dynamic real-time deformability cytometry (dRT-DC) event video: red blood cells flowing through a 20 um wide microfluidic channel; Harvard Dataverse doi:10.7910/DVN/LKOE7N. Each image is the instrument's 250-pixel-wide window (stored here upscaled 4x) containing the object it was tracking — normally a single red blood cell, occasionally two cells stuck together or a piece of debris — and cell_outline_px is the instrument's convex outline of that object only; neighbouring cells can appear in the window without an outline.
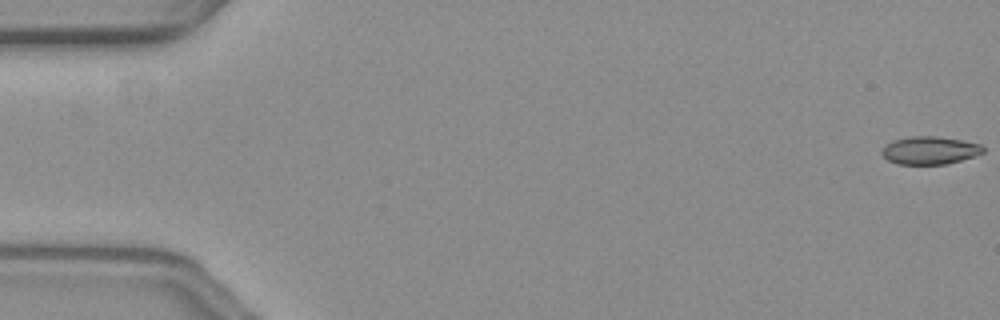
{"species": "common noctule bat (a hibernating species)", "species_latin": "Nyctalus noctula", "temperature_condition": "warm", "stored_images_in_passage": 19, "camera_frame_rate_fps": 3000, "um_per_image_px": 0.085, "animal": {"sex": "female", "body_mass_g": 19.3, "forearm_length_mm": 54.1}, "frame": {"image": 1, "passage_image": 1, "time_ms": 0.0, "image_size_px": [1000, 320], "cell_outline_px": [[984, 152], [976, 156], [944, 164], [896, 164], [888, 160], [880, 152], [884, 144], [892, 140], [908, 136], [936, 136], [960, 140], [980, 144], [984, 148]], "centroid_in_image_um": [78.98, 12.77], "position_along_channel_um": 6.0, "area_um2": 16.53}}
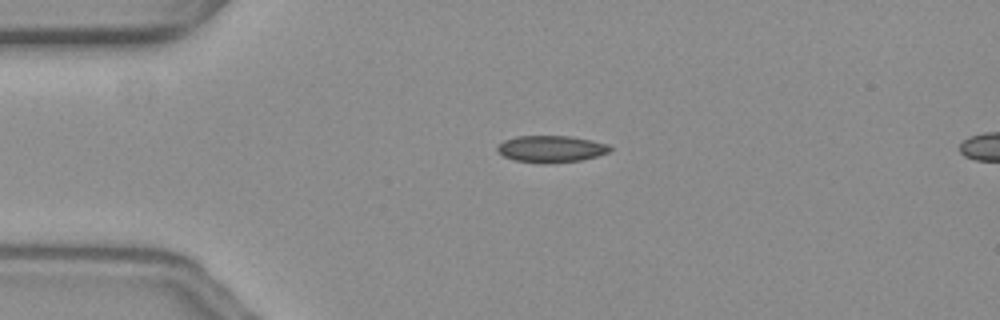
{"frame": {"image": 2, "passage_image": 14, "time_ms": 4.333, "image_size_px": [1000, 320], "cell_outline_px": [[612, 148], [608, 152], [596, 156], [580, 160], [544, 164], [516, 160], [504, 156], [496, 148], [504, 140], [516, 136], [572, 136], [592, 140], [608, 144]], "centroid_in_image_um": [46.86, 12.65], "position_along_channel_um": 38.1, "area_um2": 17.46}}